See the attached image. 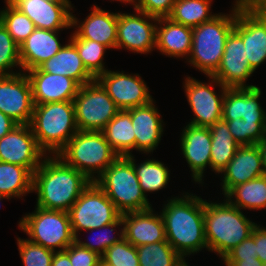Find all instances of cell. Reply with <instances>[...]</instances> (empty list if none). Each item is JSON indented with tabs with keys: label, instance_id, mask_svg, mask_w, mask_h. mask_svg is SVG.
<instances>
[{
	"label": "cell",
	"instance_id": "6da1fadb",
	"mask_svg": "<svg viewBox=\"0 0 266 266\" xmlns=\"http://www.w3.org/2000/svg\"><path fill=\"white\" fill-rule=\"evenodd\" d=\"M174 196L163 201L160 214L167 242L185 260L203 250L208 251L204 228V199L183 190L181 194Z\"/></svg>",
	"mask_w": 266,
	"mask_h": 266
},
{
	"label": "cell",
	"instance_id": "7a4b0ae2",
	"mask_svg": "<svg viewBox=\"0 0 266 266\" xmlns=\"http://www.w3.org/2000/svg\"><path fill=\"white\" fill-rule=\"evenodd\" d=\"M91 182L59 156L47 155L33 173L32 193L37 195L35 206L68 212Z\"/></svg>",
	"mask_w": 266,
	"mask_h": 266
},
{
	"label": "cell",
	"instance_id": "3957f363",
	"mask_svg": "<svg viewBox=\"0 0 266 266\" xmlns=\"http://www.w3.org/2000/svg\"><path fill=\"white\" fill-rule=\"evenodd\" d=\"M256 225L253 219L248 218L225 197L222 201L204 199V228L208 252H214L220 260L249 237Z\"/></svg>",
	"mask_w": 266,
	"mask_h": 266
},
{
	"label": "cell",
	"instance_id": "277c9868",
	"mask_svg": "<svg viewBox=\"0 0 266 266\" xmlns=\"http://www.w3.org/2000/svg\"><path fill=\"white\" fill-rule=\"evenodd\" d=\"M228 12H219L211 20L192 28L191 52L185 63L205 76H212L220 66L228 35L234 29L237 0Z\"/></svg>",
	"mask_w": 266,
	"mask_h": 266
},
{
	"label": "cell",
	"instance_id": "5b68a950",
	"mask_svg": "<svg viewBox=\"0 0 266 266\" xmlns=\"http://www.w3.org/2000/svg\"><path fill=\"white\" fill-rule=\"evenodd\" d=\"M29 126L39 147L47 155H57L79 131L73 101L34 105Z\"/></svg>",
	"mask_w": 266,
	"mask_h": 266
},
{
	"label": "cell",
	"instance_id": "8992f818",
	"mask_svg": "<svg viewBox=\"0 0 266 266\" xmlns=\"http://www.w3.org/2000/svg\"><path fill=\"white\" fill-rule=\"evenodd\" d=\"M94 182L121 214L153 207L141 190L133 167V155L119 156Z\"/></svg>",
	"mask_w": 266,
	"mask_h": 266
},
{
	"label": "cell",
	"instance_id": "52a82bcc",
	"mask_svg": "<svg viewBox=\"0 0 266 266\" xmlns=\"http://www.w3.org/2000/svg\"><path fill=\"white\" fill-rule=\"evenodd\" d=\"M67 165L96 180L118 157L102 132L78 131L57 154Z\"/></svg>",
	"mask_w": 266,
	"mask_h": 266
},
{
	"label": "cell",
	"instance_id": "ba28073f",
	"mask_svg": "<svg viewBox=\"0 0 266 266\" xmlns=\"http://www.w3.org/2000/svg\"><path fill=\"white\" fill-rule=\"evenodd\" d=\"M19 229L27 238L54 252L64 251L75 240L68 212L35 206L18 221Z\"/></svg>",
	"mask_w": 266,
	"mask_h": 266
},
{
	"label": "cell",
	"instance_id": "9c48e42d",
	"mask_svg": "<svg viewBox=\"0 0 266 266\" xmlns=\"http://www.w3.org/2000/svg\"><path fill=\"white\" fill-rule=\"evenodd\" d=\"M75 237L115 222L121 213L105 192L92 181L68 211Z\"/></svg>",
	"mask_w": 266,
	"mask_h": 266
},
{
	"label": "cell",
	"instance_id": "30bf717a",
	"mask_svg": "<svg viewBox=\"0 0 266 266\" xmlns=\"http://www.w3.org/2000/svg\"><path fill=\"white\" fill-rule=\"evenodd\" d=\"M205 77L209 81L202 82L193 76L185 75L182 88L193 112L192 119L187 123L194 126L210 127L222 120L223 100L227 87L213 76Z\"/></svg>",
	"mask_w": 266,
	"mask_h": 266
},
{
	"label": "cell",
	"instance_id": "8fae6325",
	"mask_svg": "<svg viewBox=\"0 0 266 266\" xmlns=\"http://www.w3.org/2000/svg\"><path fill=\"white\" fill-rule=\"evenodd\" d=\"M73 103L79 131L101 132L119 111L96 79L79 87Z\"/></svg>",
	"mask_w": 266,
	"mask_h": 266
},
{
	"label": "cell",
	"instance_id": "7c38bea8",
	"mask_svg": "<svg viewBox=\"0 0 266 266\" xmlns=\"http://www.w3.org/2000/svg\"><path fill=\"white\" fill-rule=\"evenodd\" d=\"M133 11H118L116 50L148 55L156 49V25L159 18L136 8Z\"/></svg>",
	"mask_w": 266,
	"mask_h": 266
},
{
	"label": "cell",
	"instance_id": "4fadbf2b",
	"mask_svg": "<svg viewBox=\"0 0 266 266\" xmlns=\"http://www.w3.org/2000/svg\"><path fill=\"white\" fill-rule=\"evenodd\" d=\"M243 40L246 58L255 71L266 63V19L247 1L237 0L233 29Z\"/></svg>",
	"mask_w": 266,
	"mask_h": 266
},
{
	"label": "cell",
	"instance_id": "5bb4252c",
	"mask_svg": "<svg viewBox=\"0 0 266 266\" xmlns=\"http://www.w3.org/2000/svg\"><path fill=\"white\" fill-rule=\"evenodd\" d=\"M138 73L108 69L96 80L107 91L119 110L148 104L154 98L145 80Z\"/></svg>",
	"mask_w": 266,
	"mask_h": 266
},
{
	"label": "cell",
	"instance_id": "9a60e30c",
	"mask_svg": "<svg viewBox=\"0 0 266 266\" xmlns=\"http://www.w3.org/2000/svg\"><path fill=\"white\" fill-rule=\"evenodd\" d=\"M46 156L29 124H18L0 139V161L26 167L32 174Z\"/></svg>",
	"mask_w": 266,
	"mask_h": 266
},
{
	"label": "cell",
	"instance_id": "2e32d148",
	"mask_svg": "<svg viewBox=\"0 0 266 266\" xmlns=\"http://www.w3.org/2000/svg\"><path fill=\"white\" fill-rule=\"evenodd\" d=\"M30 80L25 72L0 75V111L17 124H29L34 111Z\"/></svg>",
	"mask_w": 266,
	"mask_h": 266
},
{
	"label": "cell",
	"instance_id": "e0dca14e",
	"mask_svg": "<svg viewBox=\"0 0 266 266\" xmlns=\"http://www.w3.org/2000/svg\"><path fill=\"white\" fill-rule=\"evenodd\" d=\"M185 124L179 136L180 151L190 169L193 184L203 187L205 171L211 170V133L209 127Z\"/></svg>",
	"mask_w": 266,
	"mask_h": 266
},
{
	"label": "cell",
	"instance_id": "ac0fdd59",
	"mask_svg": "<svg viewBox=\"0 0 266 266\" xmlns=\"http://www.w3.org/2000/svg\"><path fill=\"white\" fill-rule=\"evenodd\" d=\"M254 71L246 58L242 38L232 30L228 35L222 60L217 71L212 75L227 88L255 87L247 84Z\"/></svg>",
	"mask_w": 266,
	"mask_h": 266
},
{
	"label": "cell",
	"instance_id": "d6986e66",
	"mask_svg": "<svg viewBox=\"0 0 266 266\" xmlns=\"http://www.w3.org/2000/svg\"><path fill=\"white\" fill-rule=\"evenodd\" d=\"M13 5L24 13L36 28L63 31L72 29L70 0H16Z\"/></svg>",
	"mask_w": 266,
	"mask_h": 266
},
{
	"label": "cell",
	"instance_id": "ffe728a7",
	"mask_svg": "<svg viewBox=\"0 0 266 266\" xmlns=\"http://www.w3.org/2000/svg\"><path fill=\"white\" fill-rule=\"evenodd\" d=\"M156 103L153 99L148 104L128 109L135 134V151L146 156L156 152L166 131Z\"/></svg>",
	"mask_w": 266,
	"mask_h": 266
},
{
	"label": "cell",
	"instance_id": "44dd1931",
	"mask_svg": "<svg viewBox=\"0 0 266 266\" xmlns=\"http://www.w3.org/2000/svg\"><path fill=\"white\" fill-rule=\"evenodd\" d=\"M74 7L72 8L71 23L72 29H75L74 32L80 38L96 41L107 46L110 50L116 49L118 11L111 12L94 3L91 5V12L85 19L80 20L73 10Z\"/></svg>",
	"mask_w": 266,
	"mask_h": 266
},
{
	"label": "cell",
	"instance_id": "7402d4cb",
	"mask_svg": "<svg viewBox=\"0 0 266 266\" xmlns=\"http://www.w3.org/2000/svg\"><path fill=\"white\" fill-rule=\"evenodd\" d=\"M260 87L227 88L223 100L222 120L243 119L249 123H266V110L260 103Z\"/></svg>",
	"mask_w": 266,
	"mask_h": 266
},
{
	"label": "cell",
	"instance_id": "603a6c76",
	"mask_svg": "<svg viewBox=\"0 0 266 266\" xmlns=\"http://www.w3.org/2000/svg\"><path fill=\"white\" fill-rule=\"evenodd\" d=\"M263 175L265 173L258 145L240 146L227 167L218 175L221 177L220 192L225 196L233 187Z\"/></svg>",
	"mask_w": 266,
	"mask_h": 266
},
{
	"label": "cell",
	"instance_id": "cb8c5ba5",
	"mask_svg": "<svg viewBox=\"0 0 266 266\" xmlns=\"http://www.w3.org/2000/svg\"><path fill=\"white\" fill-rule=\"evenodd\" d=\"M32 87L35 105L73 101L80 85L72 78L40 71L38 68L25 72Z\"/></svg>",
	"mask_w": 266,
	"mask_h": 266
},
{
	"label": "cell",
	"instance_id": "d4e9b609",
	"mask_svg": "<svg viewBox=\"0 0 266 266\" xmlns=\"http://www.w3.org/2000/svg\"><path fill=\"white\" fill-rule=\"evenodd\" d=\"M124 238L135 247L166 241L162 215L154 208L121 214Z\"/></svg>",
	"mask_w": 266,
	"mask_h": 266
},
{
	"label": "cell",
	"instance_id": "484cf974",
	"mask_svg": "<svg viewBox=\"0 0 266 266\" xmlns=\"http://www.w3.org/2000/svg\"><path fill=\"white\" fill-rule=\"evenodd\" d=\"M60 31L36 28L19 45V57L22 72L38 68L45 61L57 54L65 45L60 42Z\"/></svg>",
	"mask_w": 266,
	"mask_h": 266
},
{
	"label": "cell",
	"instance_id": "4316f807",
	"mask_svg": "<svg viewBox=\"0 0 266 266\" xmlns=\"http://www.w3.org/2000/svg\"><path fill=\"white\" fill-rule=\"evenodd\" d=\"M155 38L157 52L173 59H188L192 47V28L162 17L158 19Z\"/></svg>",
	"mask_w": 266,
	"mask_h": 266
},
{
	"label": "cell",
	"instance_id": "83f0119b",
	"mask_svg": "<svg viewBox=\"0 0 266 266\" xmlns=\"http://www.w3.org/2000/svg\"><path fill=\"white\" fill-rule=\"evenodd\" d=\"M38 69L43 72L72 78L80 86L95 80L83 65L76 47L69 39L56 55L41 64Z\"/></svg>",
	"mask_w": 266,
	"mask_h": 266
},
{
	"label": "cell",
	"instance_id": "f1b7e54d",
	"mask_svg": "<svg viewBox=\"0 0 266 266\" xmlns=\"http://www.w3.org/2000/svg\"><path fill=\"white\" fill-rule=\"evenodd\" d=\"M101 132L119 156L133 155L135 134L128 110H119Z\"/></svg>",
	"mask_w": 266,
	"mask_h": 266
},
{
	"label": "cell",
	"instance_id": "f546056e",
	"mask_svg": "<svg viewBox=\"0 0 266 266\" xmlns=\"http://www.w3.org/2000/svg\"><path fill=\"white\" fill-rule=\"evenodd\" d=\"M209 130L212 139L211 171L218 176L227 167L240 145L235 141L224 120L217 121Z\"/></svg>",
	"mask_w": 266,
	"mask_h": 266
},
{
	"label": "cell",
	"instance_id": "4dcf8cb0",
	"mask_svg": "<svg viewBox=\"0 0 266 266\" xmlns=\"http://www.w3.org/2000/svg\"><path fill=\"white\" fill-rule=\"evenodd\" d=\"M223 197L242 211H266V175L233 187Z\"/></svg>",
	"mask_w": 266,
	"mask_h": 266
},
{
	"label": "cell",
	"instance_id": "1f68e13d",
	"mask_svg": "<svg viewBox=\"0 0 266 266\" xmlns=\"http://www.w3.org/2000/svg\"><path fill=\"white\" fill-rule=\"evenodd\" d=\"M135 155H133V167L135 169L137 178L142 192L148 198V193L159 192L167 188L171 180V170L166 163L159 161L156 158H145L140 163H136Z\"/></svg>",
	"mask_w": 266,
	"mask_h": 266
},
{
	"label": "cell",
	"instance_id": "d6a6232c",
	"mask_svg": "<svg viewBox=\"0 0 266 266\" xmlns=\"http://www.w3.org/2000/svg\"><path fill=\"white\" fill-rule=\"evenodd\" d=\"M33 174L16 164L0 161V195L22 199L32 193Z\"/></svg>",
	"mask_w": 266,
	"mask_h": 266
},
{
	"label": "cell",
	"instance_id": "836d02e7",
	"mask_svg": "<svg viewBox=\"0 0 266 266\" xmlns=\"http://www.w3.org/2000/svg\"><path fill=\"white\" fill-rule=\"evenodd\" d=\"M213 2V0H175L168 18L190 28L197 27L217 15L211 9Z\"/></svg>",
	"mask_w": 266,
	"mask_h": 266
},
{
	"label": "cell",
	"instance_id": "e575fe53",
	"mask_svg": "<svg viewBox=\"0 0 266 266\" xmlns=\"http://www.w3.org/2000/svg\"><path fill=\"white\" fill-rule=\"evenodd\" d=\"M69 41L76 47L77 52L87 71L96 79L100 74L107 71L104 62L105 53L109 48L93 40L80 38L73 29Z\"/></svg>",
	"mask_w": 266,
	"mask_h": 266
},
{
	"label": "cell",
	"instance_id": "d590c367",
	"mask_svg": "<svg viewBox=\"0 0 266 266\" xmlns=\"http://www.w3.org/2000/svg\"><path fill=\"white\" fill-rule=\"evenodd\" d=\"M140 266H179L184 259L166 241L136 247Z\"/></svg>",
	"mask_w": 266,
	"mask_h": 266
},
{
	"label": "cell",
	"instance_id": "8d00e7d4",
	"mask_svg": "<svg viewBox=\"0 0 266 266\" xmlns=\"http://www.w3.org/2000/svg\"><path fill=\"white\" fill-rule=\"evenodd\" d=\"M88 232L92 233V238L89 237L90 239L87 238V240L85 239L83 241L79 235L76 237V242L82 247L97 252L101 256L108 247H111L124 238L122 217L120 216L115 222L108 225L88 230L86 233Z\"/></svg>",
	"mask_w": 266,
	"mask_h": 266
},
{
	"label": "cell",
	"instance_id": "74e56055",
	"mask_svg": "<svg viewBox=\"0 0 266 266\" xmlns=\"http://www.w3.org/2000/svg\"><path fill=\"white\" fill-rule=\"evenodd\" d=\"M5 3V7L0 8V21L6 27L12 39L20 45L36 29L24 13H22L13 4Z\"/></svg>",
	"mask_w": 266,
	"mask_h": 266
},
{
	"label": "cell",
	"instance_id": "f35d334b",
	"mask_svg": "<svg viewBox=\"0 0 266 266\" xmlns=\"http://www.w3.org/2000/svg\"><path fill=\"white\" fill-rule=\"evenodd\" d=\"M19 72H22L19 45L0 21V75H13Z\"/></svg>",
	"mask_w": 266,
	"mask_h": 266
},
{
	"label": "cell",
	"instance_id": "ab89813d",
	"mask_svg": "<svg viewBox=\"0 0 266 266\" xmlns=\"http://www.w3.org/2000/svg\"><path fill=\"white\" fill-rule=\"evenodd\" d=\"M224 121L240 146L256 145L266 136V123H249L239 118Z\"/></svg>",
	"mask_w": 266,
	"mask_h": 266
},
{
	"label": "cell",
	"instance_id": "60d3db41",
	"mask_svg": "<svg viewBox=\"0 0 266 266\" xmlns=\"http://www.w3.org/2000/svg\"><path fill=\"white\" fill-rule=\"evenodd\" d=\"M101 261L109 266H140L136 247L125 238L108 247Z\"/></svg>",
	"mask_w": 266,
	"mask_h": 266
},
{
	"label": "cell",
	"instance_id": "b9f144b4",
	"mask_svg": "<svg viewBox=\"0 0 266 266\" xmlns=\"http://www.w3.org/2000/svg\"><path fill=\"white\" fill-rule=\"evenodd\" d=\"M19 255L24 266H51L54 251L30 241L28 238H16Z\"/></svg>",
	"mask_w": 266,
	"mask_h": 266
},
{
	"label": "cell",
	"instance_id": "7bdbcfd3",
	"mask_svg": "<svg viewBox=\"0 0 266 266\" xmlns=\"http://www.w3.org/2000/svg\"><path fill=\"white\" fill-rule=\"evenodd\" d=\"M69 254L72 266H99L101 256L92 250L82 247L76 240L65 249Z\"/></svg>",
	"mask_w": 266,
	"mask_h": 266
},
{
	"label": "cell",
	"instance_id": "ee69618b",
	"mask_svg": "<svg viewBox=\"0 0 266 266\" xmlns=\"http://www.w3.org/2000/svg\"><path fill=\"white\" fill-rule=\"evenodd\" d=\"M175 0H136L134 8L157 18L168 17Z\"/></svg>",
	"mask_w": 266,
	"mask_h": 266
},
{
	"label": "cell",
	"instance_id": "f6af8a7d",
	"mask_svg": "<svg viewBox=\"0 0 266 266\" xmlns=\"http://www.w3.org/2000/svg\"><path fill=\"white\" fill-rule=\"evenodd\" d=\"M254 229L252 234L229 251L222 259H256Z\"/></svg>",
	"mask_w": 266,
	"mask_h": 266
},
{
	"label": "cell",
	"instance_id": "bcb514c9",
	"mask_svg": "<svg viewBox=\"0 0 266 266\" xmlns=\"http://www.w3.org/2000/svg\"><path fill=\"white\" fill-rule=\"evenodd\" d=\"M254 241L257 257L266 263V227L257 224L254 228Z\"/></svg>",
	"mask_w": 266,
	"mask_h": 266
},
{
	"label": "cell",
	"instance_id": "7dc6e473",
	"mask_svg": "<svg viewBox=\"0 0 266 266\" xmlns=\"http://www.w3.org/2000/svg\"><path fill=\"white\" fill-rule=\"evenodd\" d=\"M225 266H262L259 258L256 259H221Z\"/></svg>",
	"mask_w": 266,
	"mask_h": 266
},
{
	"label": "cell",
	"instance_id": "c3c4849f",
	"mask_svg": "<svg viewBox=\"0 0 266 266\" xmlns=\"http://www.w3.org/2000/svg\"><path fill=\"white\" fill-rule=\"evenodd\" d=\"M18 124L0 111V139L8 134Z\"/></svg>",
	"mask_w": 266,
	"mask_h": 266
},
{
	"label": "cell",
	"instance_id": "681fc988",
	"mask_svg": "<svg viewBox=\"0 0 266 266\" xmlns=\"http://www.w3.org/2000/svg\"><path fill=\"white\" fill-rule=\"evenodd\" d=\"M51 266H72L69 254L65 250L55 252L52 258Z\"/></svg>",
	"mask_w": 266,
	"mask_h": 266
},
{
	"label": "cell",
	"instance_id": "f907efd6",
	"mask_svg": "<svg viewBox=\"0 0 266 266\" xmlns=\"http://www.w3.org/2000/svg\"><path fill=\"white\" fill-rule=\"evenodd\" d=\"M262 156V166L266 175V136L257 144Z\"/></svg>",
	"mask_w": 266,
	"mask_h": 266
},
{
	"label": "cell",
	"instance_id": "816d5d0a",
	"mask_svg": "<svg viewBox=\"0 0 266 266\" xmlns=\"http://www.w3.org/2000/svg\"><path fill=\"white\" fill-rule=\"evenodd\" d=\"M110 2H114V1H117V2H120V3H123L124 4H129L131 6H133L132 8H134L135 6V3H136V0H109Z\"/></svg>",
	"mask_w": 266,
	"mask_h": 266
},
{
	"label": "cell",
	"instance_id": "f5cc1de1",
	"mask_svg": "<svg viewBox=\"0 0 266 266\" xmlns=\"http://www.w3.org/2000/svg\"><path fill=\"white\" fill-rule=\"evenodd\" d=\"M179 266H190V263L185 259Z\"/></svg>",
	"mask_w": 266,
	"mask_h": 266
},
{
	"label": "cell",
	"instance_id": "db71d44e",
	"mask_svg": "<svg viewBox=\"0 0 266 266\" xmlns=\"http://www.w3.org/2000/svg\"><path fill=\"white\" fill-rule=\"evenodd\" d=\"M6 199H7V201H8V200H11L10 198H8V197H6V196H1V195H0V206H1V201L6 200Z\"/></svg>",
	"mask_w": 266,
	"mask_h": 266
},
{
	"label": "cell",
	"instance_id": "11a10c76",
	"mask_svg": "<svg viewBox=\"0 0 266 266\" xmlns=\"http://www.w3.org/2000/svg\"><path fill=\"white\" fill-rule=\"evenodd\" d=\"M16 0H4V2H7V3H10V4H13Z\"/></svg>",
	"mask_w": 266,
	"mask_h": 266
},
{
	"label": "cell",
	"instance_id": "9f6ffc18",
	"mask_svg": "<svg viewBox=\"0 0 266 266\" xmlns=\"http://www.w3.org/2000/svg\"><path fill=\"white\" fill-rule=\"evenodd\" d=\"M99 266H109V265H106V264H104V263L101 261Z\"/></svg>",
	"mask_w": 266,
	"mask_h": 266
}]
</instances>
